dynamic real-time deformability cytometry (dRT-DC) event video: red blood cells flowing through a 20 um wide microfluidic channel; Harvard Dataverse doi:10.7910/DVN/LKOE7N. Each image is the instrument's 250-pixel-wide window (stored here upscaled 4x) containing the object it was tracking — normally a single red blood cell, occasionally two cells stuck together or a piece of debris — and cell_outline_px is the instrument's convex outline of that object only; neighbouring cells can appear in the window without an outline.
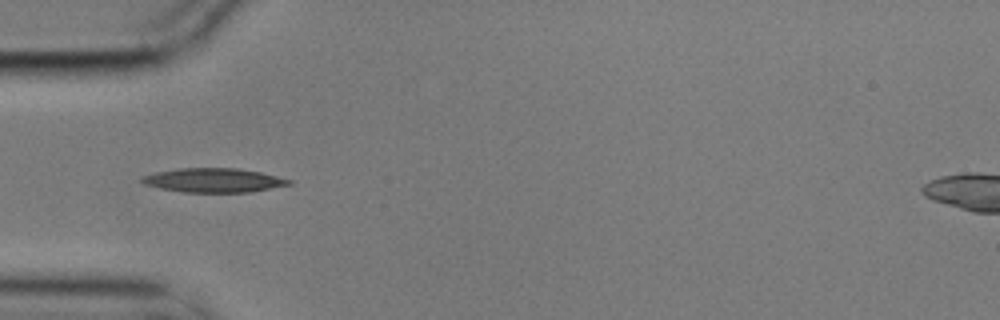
{"species": "common noctule bat (a hibernating species)", "species_latin": "Nyctalus noctula", "temperature_condition": "cold", "stored_images_in_passage": 11, "camera_frame_rate_fps": 3000, "um_per_image_px": 0.085, "animal": {"sex": "male", "body_mass_g": 17.9}, "frame": {"image": 1, "passage_image": 2, "time_ms": 0.333, "image_size_px": [1000, 320], "cell_outline_px": [[292, 184], [248, 192], [184, 192], [160, 188], [144, 184], [140, 180], [140, 176], [156, 172], [180, 168], [240, 168], [260, 172], [292, 180]], "centroid_in_image_um": [18.13, 15.31], "position_along_channel_um": 66.9, "area_um2": 20.58}}
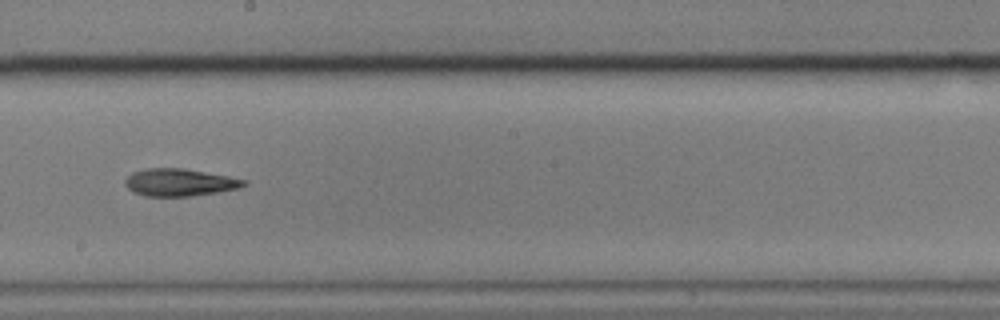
{"frame": {"image": 2, "passage_image": 6, "time_ms": 1.667, "image_size_px": [1000, 320], "cell_outline_px": [[248, 184], [240, 188], [192, 196], [144, 196], [132, 192], [124, 184], [124, 180], [132, 172], [144, 168], [184, 168], [228, 176], [248, 180]], "centroid_in_image_um": [15.25, 15.5], "position_along_channel_um": 232.9, "area_um2": 19.13}}
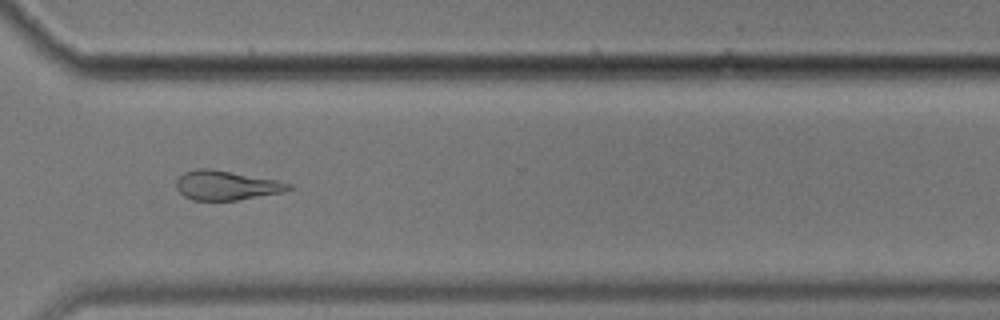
{"frame": {"image": 3, "passage_image": 9, "time_ms": 2.667, "image_size_px": [1000, 320], "cell_outline_px": [[292, 188], [280, 192], [236, 200], [192, 200], [184, 196], [176, 188], [176, 180], [184, 172], [196, 168], [208, 168], [276, 180], [292, 184]], "centroid_in_image_um": [19.17, 15.75], "position_along_channel_um": 351.4, "area_um2": 18.9}}